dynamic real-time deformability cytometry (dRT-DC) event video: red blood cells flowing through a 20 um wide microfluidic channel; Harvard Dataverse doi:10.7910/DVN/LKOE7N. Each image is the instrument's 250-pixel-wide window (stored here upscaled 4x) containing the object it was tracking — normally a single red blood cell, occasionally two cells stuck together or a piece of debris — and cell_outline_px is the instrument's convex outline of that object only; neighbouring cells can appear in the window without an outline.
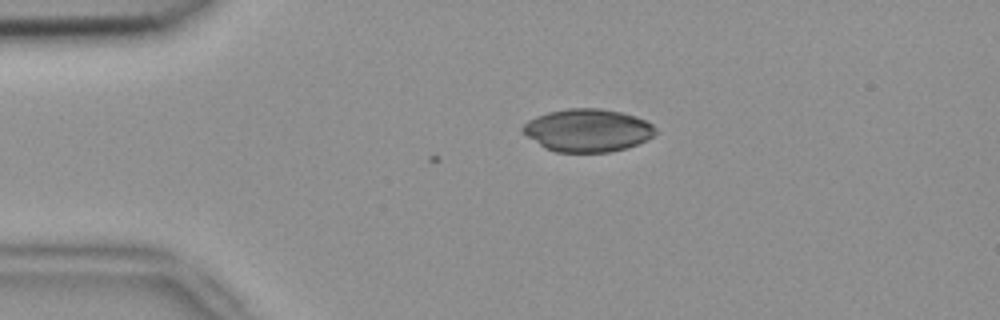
{"species": "common noctule bat (a hibernating species)", "species_latin": "Nyctalus noctula", "temperature_condition": "room temperature", "stored_images_in_passage": 5, "camera_frame_rate_fps": 3000, "um_per_image_px": 0.085, "animal": {"sex": "female", "body_mass_g": 18.4}, "frame": {"image": 1, "passage_image": 1, "time_ms": 0.0, "image_size_px": [1000, 320], "cell_outline_px": [[656, 132], [648, 140], [628, 148], [608, 152], [556, 152], [544, 148], [520, 132], [520, 128], [528, 120], [536, 116], [548, 112], [568, 108], [600, 108], [620, 112], [636, 116], [652, 124], [656, 128]], "centroid_in_image_um": [49.92, 11.08], "position_along_channel_um": 35.1, "area_um2": 33.41}}